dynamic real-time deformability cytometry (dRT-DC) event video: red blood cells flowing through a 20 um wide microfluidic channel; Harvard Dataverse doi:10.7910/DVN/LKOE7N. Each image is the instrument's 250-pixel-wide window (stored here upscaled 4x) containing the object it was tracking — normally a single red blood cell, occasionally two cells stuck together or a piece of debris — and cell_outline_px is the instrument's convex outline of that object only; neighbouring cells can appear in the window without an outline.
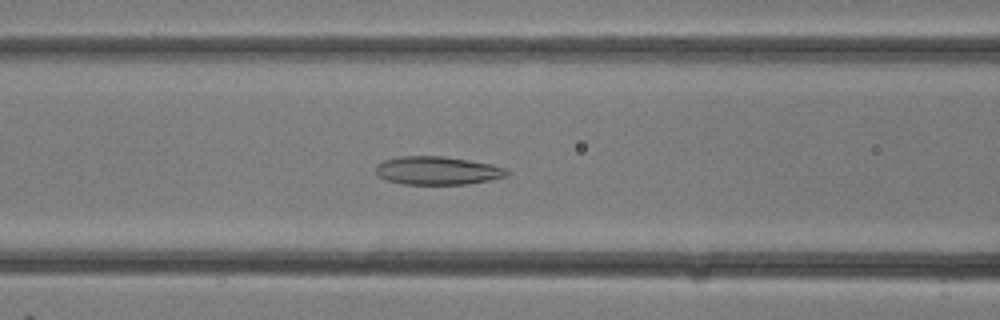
{"species": "common noctule bat (a hibernating species)", "species_latin": "Nyctalus noctula", "temperature_condition": "room temperature", "stored_images_in_passage": 31, "camera_frame_rate_fps": 3000, "um_per_image_px": 0.085, "animal": {"sex": "female"}, "frame": {"image": 1, "passage_image": 12, "time_ms": 3.667, "image_size_px": [1000, 320], "cell_outline_px": [[508, 176], [468, 184], [404, 184], [388, 180], [380, 176], [376, 172], [376, 164], [384, 160], [400, 156], [444, 156], [492, 164], [508, 168]], "centroid_in_image_um": [37.21, 14.49], "position_along_channel_um": 129.4, "area_um2": 21.56}}
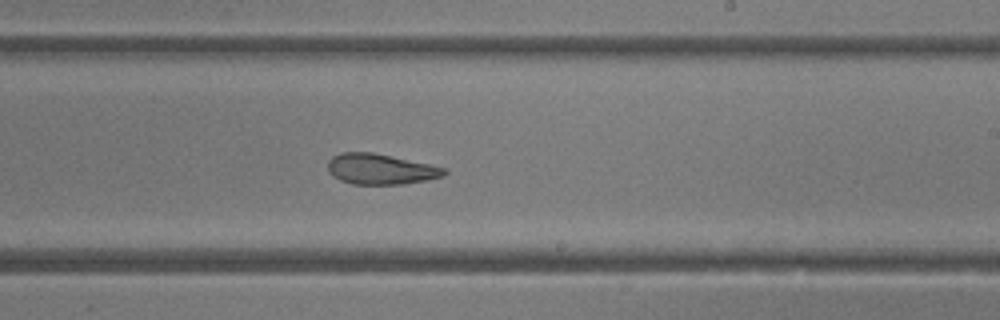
{"frame": {"image": 2, "passage_image": 18, "time_ms": 5.667, "image_size_px": [1000, 320], "cell_outline_px": [[448, 172], [444, 176], [428, 180], [404, 184], [352, 184], [340, 180], [332, 176], [328, 168], [328, 160], [332, 156], [340, 152], [372, 152], [448, 168]], "centroid_in_image_um": [32.36, 14.37], "position_along_channel_um": 256.6, "area_um2": 20.87}}
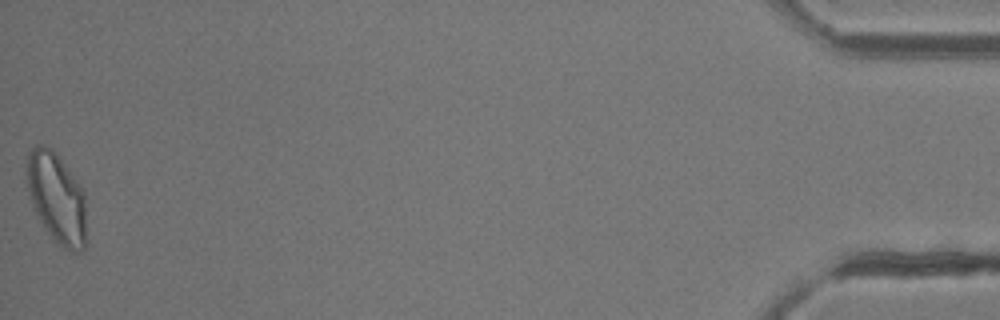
{"frame": {"image": 3, "passage_image": 31, "time_ms": 10.0, "image_size_px": [1000, 320], "cell_outline_px": [[84, 248], [80, 252], [72, 252], [60, 248], [52, 240], [40, 220], [32, 204], [28, 188], [28, 152], [36, 144], [44, 144], [52, 148], [56, 152], [84, 192]], "centroid_in_image_um": [4.8, 16.84], "position_along_channel_um": 430.4, "area_um2": 30.98}}